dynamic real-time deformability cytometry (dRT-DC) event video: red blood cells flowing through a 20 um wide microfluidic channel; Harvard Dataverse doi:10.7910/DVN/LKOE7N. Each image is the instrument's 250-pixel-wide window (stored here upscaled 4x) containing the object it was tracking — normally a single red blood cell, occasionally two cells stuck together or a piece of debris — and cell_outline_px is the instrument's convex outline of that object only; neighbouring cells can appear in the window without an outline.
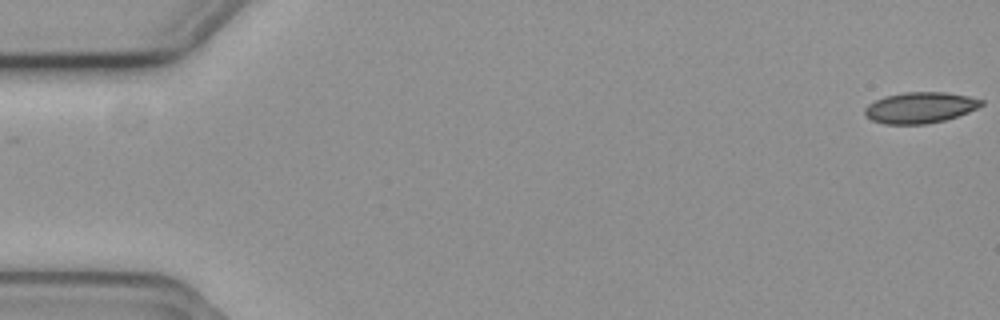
{"species": "common noctule bat (a hibernating species)", "species_latin": "Nyctalus noctula", "temperature_condition": "cold", "stored_images_in_passage": 57, "camera_frame_rate_fps": 3000, "um_per_image_px": 0.085, "animal": {"sex": "female", "body_mass_g": 19.3, "forearm_length_mm": 54.1}, "frame": {"image": 1, "passage_image": 1, "time_ms": 0.0, "image_size_px": [1000, 320], "cell_outline_px": [[984, 104], [968, 112], [944, 120], [924, 124], [884, 124], [872, 120], [864, 112], [864, 108], [868, 104], [884, 96], [904, 92], [944, 92], [968, 96], [984, 100]], "centroid_in_image_um": [78.2, 9.14], "position_along_channel_um": 6.8, "area_um2": 20.92}}
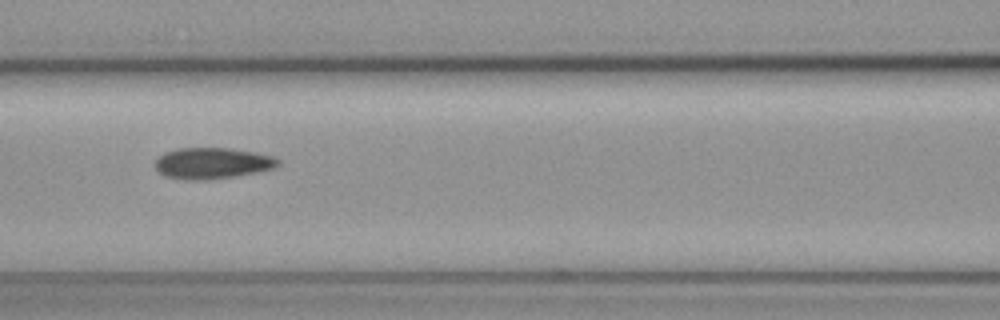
{"frame": {"image": 2, "passage_image": 25, "time_ms": 8.0, "image_size_px": [1000, 320], "cell_outline_px": [[280, 164], [272, 168], [256, 172], [208, 180], [188, 180], [164, 176], [156, 168], [156, 160], [164, 152], [176, 148], [232, 148], [256, 152], [272, 156], [280, 160]], "centroid_in_image_um": [18.04, 13.86], "position_along_channel_um": 148.6, "area_um2": 22.25}}
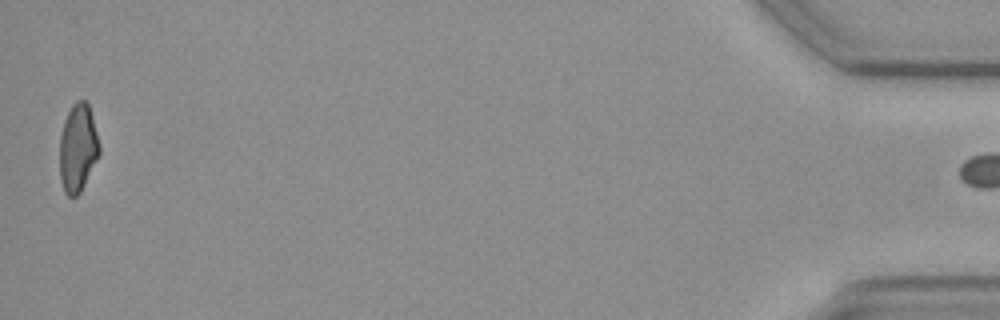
{"frame": {"image": 3, "passage_image": 56, "time_ms": 18.333, "image_size_px": [1000, 320], "cell_outline_px": [[100, 156], [80, 192], [76, 196], [68, 196], [64, 192], [60, 180], [60, 136], [64, 120], [72, 104], [76, 100], [84, 100], [88, 104], [92, 116], [100, 148]], "centroid_in_image_um": [6.62, 12.59], "position_along_channel_um": 428.6, "area_um2": 20.4}, "authors_computed_cell_mechanics": {"area_um2": 21.5594, "velocity_mm_per_s": 3.691, "shape_relaxation_time_tau1_ms": null, "shape_relaxation_time_tau2_ms": 3.4856, "deformation_change_tau1": null, "deformation_change_tau2": 0.0967}}